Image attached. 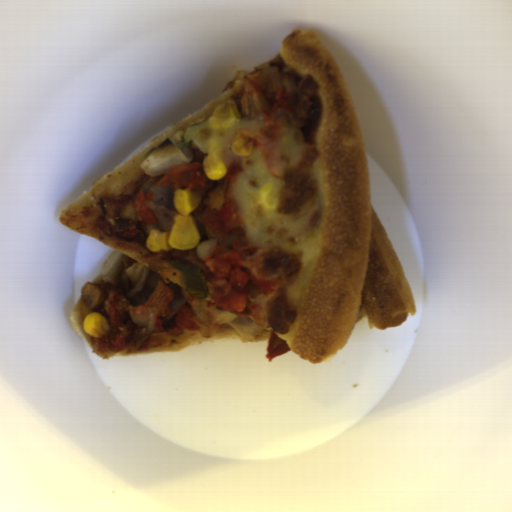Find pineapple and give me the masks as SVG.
I'll list each match as a JSON object with an SVG mask.
<instances>
[{"label": "pineapple", "mask_w": 512, "mask_h": 512, "mask_svg": "<svg viewBox=\"0 0 512 512\" xmlns=\"http://www.w3.org/2000/svg\"><path fill=\"white\" fill-rule=\"evenodd\" d=\"M193 315L199 318V332L203 337L212 338L224 330H235L243 341L270 339L272 330L266 325L261 327L251 317H239L233 312L223 311L208 300L194 296L187 301Z\"/></svg>", "instance_id": "obj_1"}, {"label": "pineapple", "mask_w": 512, "mask_h": 512, "mask_svg": "<svg viewBox=\"0 0 512 512\" xmlns=\"http://www.w3.org/2000/svg\"><path fill=\"white\" fill-rule=\"evenodd\" d=\"M179 145L157 148L144 158L140 165L143 174L151 177L164 176L170 170L193 161V155L187 147L181 151Z\"/></svg>", "instance_id": "obj_2"}]
</instances>
